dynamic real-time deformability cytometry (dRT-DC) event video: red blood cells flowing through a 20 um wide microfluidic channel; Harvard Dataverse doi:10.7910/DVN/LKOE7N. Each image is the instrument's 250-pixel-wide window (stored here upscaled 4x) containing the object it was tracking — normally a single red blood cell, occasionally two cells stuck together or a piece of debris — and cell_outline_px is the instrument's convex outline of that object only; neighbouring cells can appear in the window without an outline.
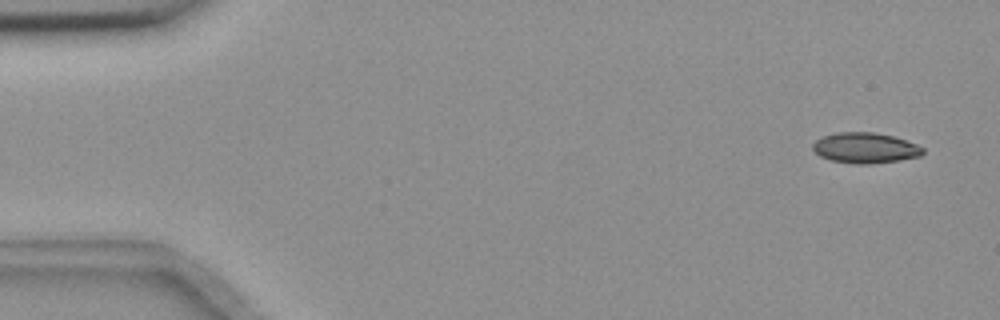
{"species": "common noctule bat (a hibernating species)", "species_latin": "Nyctalus noctula", "temperature_condition": "room temperature", "stored_images_in_passage": 7, "camera_frame_rate_fps": 3000, "um_per_image_px": 0.085, "animal": {"sex": "female", "body_mass_g": 18.4}, "frame": {"image": 1, "passage_image": 1, "time_ms": 0.0, "image_size_px": [1000, 320], "cell_outline_px": [[924, 152], [920, 156], [900, 160], [868, 164], [856, 164], [832, 160], [820, 156], [812, 148], [812, 144], [820, 136], [836, 132], [876, 132], [892, 136], [916, 144], [924, 148]], "centroid_in_image_um": [73.52, 12.56], "position_along_channel_um": 11.5, "area_um2": 19.59}}
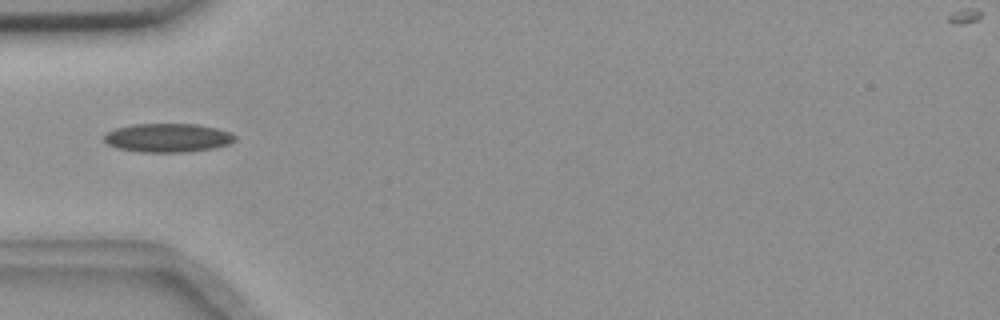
{"frame": {"image": 2, "passage_image": 5, "time_ms": 1.333, "image_size_px": [1000, 320], "cell_outline_px": [[236, 140], [228, 144], [212, 148], [188, 152], [140, 152], [116, 148], [108, 144], [104, 140], [104, 136], [108, 132], [116, 128], [132, 124], [196, 124], [216, 128], [232, 132], [236, 136]], "centroid_in_image_um": [14.27, 11.71], "position_along_channel_um": 70.7, "area_um2": 21.96}}
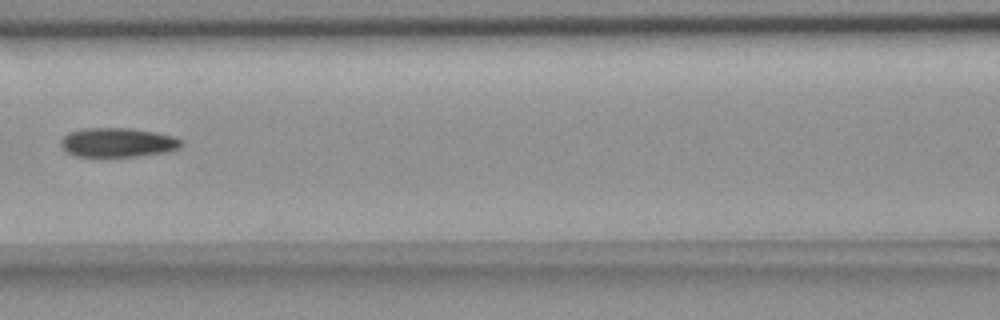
{"frame": {"image": 3, "passage_image": 7, "time_ms": 2.0, "image_size_px": [1000, 320], "cell_outline_px": [[184, 144], [180, 148], [168, 152], [140, 156], [100, 160], [76, 156], [68, 152], [60, 144], [60, 140], [68, 132], [84, 128], [132, 128], [156, 132], [172, 136], [184, 140]], "centroid_in_image_um": [10.01, 12.16], "position_along_channel_um": 156.6, "area_um2": 21.62}}